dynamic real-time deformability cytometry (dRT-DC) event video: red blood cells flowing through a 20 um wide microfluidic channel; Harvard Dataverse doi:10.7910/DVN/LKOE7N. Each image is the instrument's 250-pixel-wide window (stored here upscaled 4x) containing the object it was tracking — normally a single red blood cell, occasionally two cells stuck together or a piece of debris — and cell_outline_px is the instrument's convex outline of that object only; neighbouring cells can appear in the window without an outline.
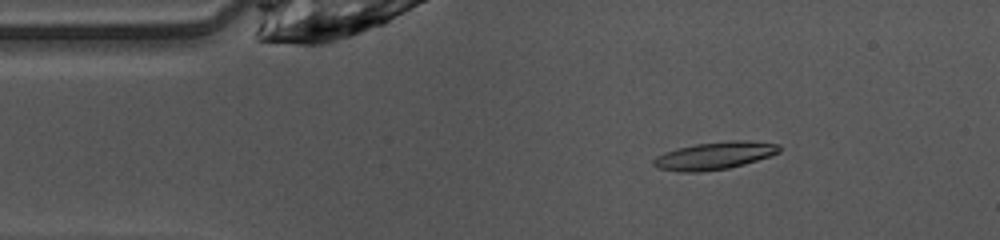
{"species": "common noctule bat (a hibernating species)", "species_latin": "Nyctalus noctula", "temperature_condition": "warm", "stored_images_in_passage": 48, "camera_frame_rate_fps": 3000, "um_per_image_px": 0.085, "animal": {"sex": "female", "body_mass_g": 10.0, "forearm_length_mm": 53.1}, "frame": {"image": 1, "passage_image": 7, "time_ms": 2.0, "image_size_px": [1000, 240], "cell_outline_px": [[780, 152], [772, 156], [744, 164], [728, 168], [700, 172], [680, 172], [656, 168], [652, 164], [652, 160], [656, 156], [664, 152], [676, 148], [696, 144], [728, 140], [744, 140], [780, 144]], "centroid_in_image_um": [60.72, 13.23], "position_along_channel_um": 24.3, "area_um2": 20.46}}
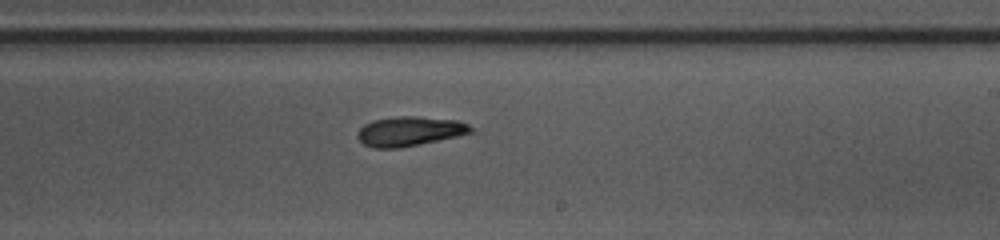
{"frame": {"image": 2, "passage_image": 27, "time_ms": 8.667, "image_size_px": [1000, 240], "cell_outline_px": [[472, 132], [456, 136], [420, 144], [400, 148], [372, 148], [364, 144], [356, 136], [360, 128], [364, 124], [372, 120], [396, 116], [416, 116], [456, 120], [468, 124], [472, 128]], "centroid_in_image_um": [34.77, 11.15], "position_along_channel_um": 254.2, "area_um2": 19.42}}
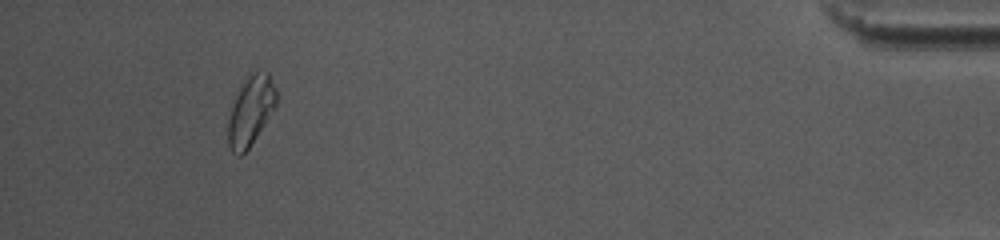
{"frame": {"image": 3, "passage_image": 44, "time_ms": 14.333, "image_size_px": [1000, 240], "cell_outline_px": [[276, 108], [248, 148], [240, 156], [236, 156], [232, 152], [228, 144], [228, 124], [232, 104], [240, 84], [256, 68], [268, 72], [276, 88]], "centroid_in_image_um": [21.32, 9.37], "position_along_channel_um": 413.9, "area_um2": 19.71}, "authors_computed_cell_mechanics": {"area_um2": 19.5942, "velocity_mm_per_s": 4.09, "shape_relaxation_time_tau1_ms": 2.7544, "shape_relaxation_time_tau2_ms": null, "deformation_change_tau1": 0.1323, "deformation_change_tau2": null}}